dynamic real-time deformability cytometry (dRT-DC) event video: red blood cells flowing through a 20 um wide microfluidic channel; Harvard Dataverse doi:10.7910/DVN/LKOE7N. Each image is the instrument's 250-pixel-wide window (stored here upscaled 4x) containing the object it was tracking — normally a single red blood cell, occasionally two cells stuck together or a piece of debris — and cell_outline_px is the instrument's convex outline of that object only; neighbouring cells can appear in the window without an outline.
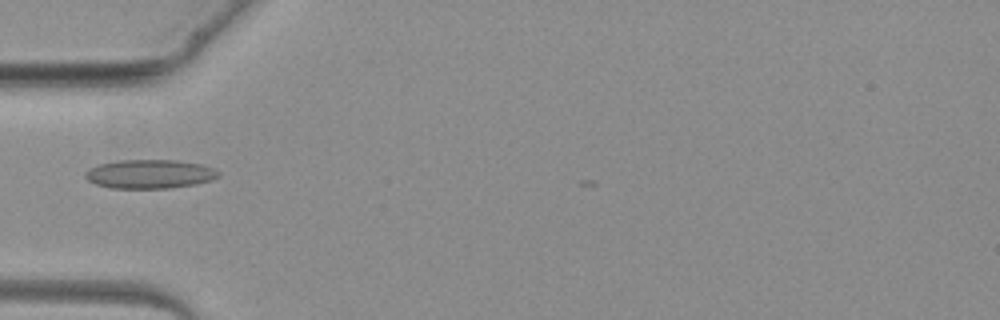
{"species": "common noctule bat (a hibernating species)", "species_latin": "Nyctalus noctula", "temperature_condition": "warm", "stored_images_in_passage": 2, "camera_frame_rate_fps": 3000, "um_per_image_px": 0.085, "animal": {"sex": "female", "body_mass_g": 19.3, "forearm_length_mm": 54.1}, "frame": {"image": 1, "passage_image": 2, "time_ms": 1.333, "image_size_px": [1000, 320], "cell_outline_px": [[220, 176], [212, 180], [196, 184], [168, 188], [108, 188], [96, 184], [88, 180], [84, 176], [84, 172], [100, 164], [120, 160], [176, 160], [200, 164], [212, 168], [220, 172]], "centroid_in_image_um": [12.74, 14.8], "position_along_channel_um": 72.3, "area_um2": 22.37}}